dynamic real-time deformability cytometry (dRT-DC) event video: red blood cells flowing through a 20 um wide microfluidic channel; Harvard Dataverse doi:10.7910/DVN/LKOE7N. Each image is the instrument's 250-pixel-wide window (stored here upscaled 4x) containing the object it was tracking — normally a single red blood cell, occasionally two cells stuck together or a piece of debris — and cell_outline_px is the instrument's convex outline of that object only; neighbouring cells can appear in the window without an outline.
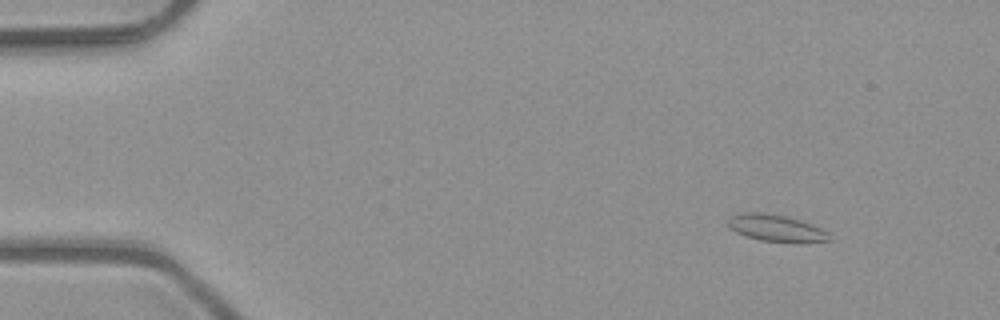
{"species": "common noctule bat (a hibernating species)", "species_latin": "Nyctalus noctula", "temperature_condition": "room temperature", "stored_images_in_passage": 13, "camera_frame_rate_fps": 3000, "um_per_image_px": 0.085, "animal": {"sex": "male", "body_mass_g": 23.1, "forearm_length_mm": 52.7}, "frame": {"image": 1, "passage_image": 6, "time_ms": 1.667, "image_size_px": [1000, 320], "cell_outline_px": [[832, 240], [800, 244], [792, 244], [760, 240], [744, 236], [728, 228], [728, 216], [740, 212], [764, 212], [784, 216], [800, 220], [812, 224], [828, 232]], "centroid_in_image_um": [65.96, 19.41], "position_along_channel_um": 19.0, "area_um2": 16.47}}